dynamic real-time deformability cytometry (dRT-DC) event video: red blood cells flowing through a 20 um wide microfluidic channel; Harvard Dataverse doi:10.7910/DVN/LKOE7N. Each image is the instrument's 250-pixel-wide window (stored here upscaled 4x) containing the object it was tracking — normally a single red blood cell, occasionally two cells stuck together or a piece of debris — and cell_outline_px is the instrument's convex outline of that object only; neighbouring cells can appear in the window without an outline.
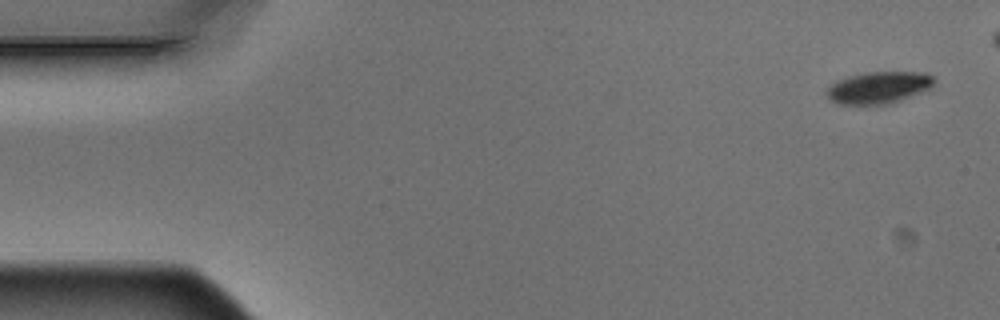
{"species": "Egyptian fruit bat (a non-hibernating species)", "species_latin": "Rousettus aegyptiacus", "temperature_condition": "warm", "stored_images_in_passage": 5, "camera_frame_rate_fps": 3000, "um_per_image_px": 0.085, "animal": {"sex": "male"}, "frame": {"image": 1, "passage_image": 1, "time_ms": 0.0, "image_size_px": [1000, 320], "cell_outline_px": [[936, 80], [932, 88], [900, 100], [888, 104], [836, 104], [828, 96], [828, 88], [832, 84], [848, 76], [868, 72], [924, 72], [932, 76]], "centroid_in_image_um": [74.75, 7.43], "position_along_channel_um": 10.3, "area_um2": 19.77}}
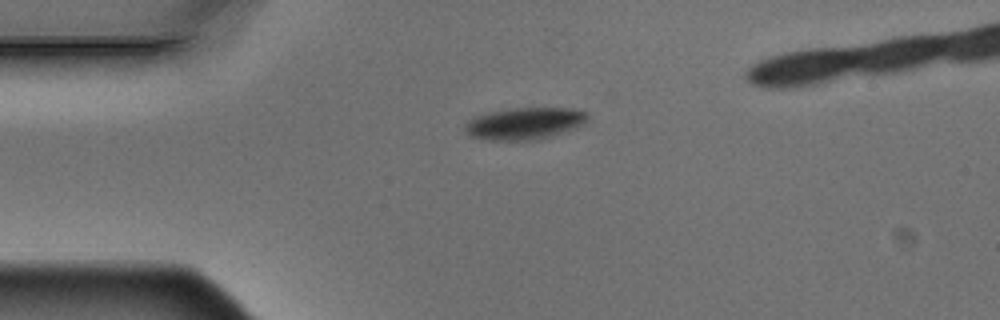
{"frame": {"image": 2, "passage_image": 4, "time_ms": 1.0, "image_size_px": [1000, 320], "cell_outline_px": [[588, 120], [584, 124], [552, 136], [536, 140], [488, 140], [472, 136], [464, 128], [464, 124], [468, 120], [476, 116], [488, 112], [512, 108], [572, 108], [588, 112]], "centroid_in_image_um": [44.61, 10.49], "position_along_channel_um": 40.4, "area_um2": 22.83}}